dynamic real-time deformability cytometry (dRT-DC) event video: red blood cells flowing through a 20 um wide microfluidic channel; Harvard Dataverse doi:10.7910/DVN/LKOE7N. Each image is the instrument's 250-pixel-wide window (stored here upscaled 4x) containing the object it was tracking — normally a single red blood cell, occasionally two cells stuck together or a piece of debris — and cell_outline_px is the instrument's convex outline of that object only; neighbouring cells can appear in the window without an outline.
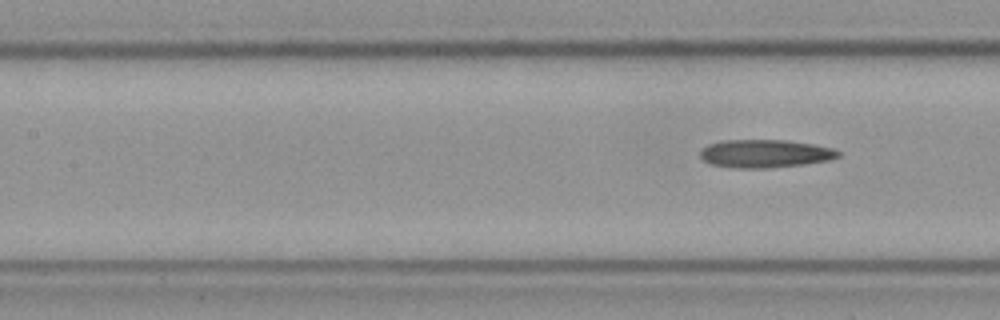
{"species": "Egyptian fruit bat (a non-hibernating species)", "species_latin": "Rousettus aegyptiacus", "temperature_condition": "cold", "stored_images_in_passage": 5, "segment_of_instrument_passage": [2, 2], "camera_frame_rate_fps": 3000, "um_per_image_px": 0.085, "frame": {"image": 1, "passage_image": 5, "time_ms": 1.333, "image_size_px": [1000, 320], "cell_outline_px": [[840, 156], [828, 160], [800, 164], [768, 168], [736, 168], [712, 164], [704, 160], [700, 156], [700, 152], [708, 144], [724, 140], [788, 140], [812, 144], [832, 148], [840, 152]], "centroid_in_image_um": [65.02, 13.05], "position_along_channel_um": 142.4, "area_um2": 22.31}}